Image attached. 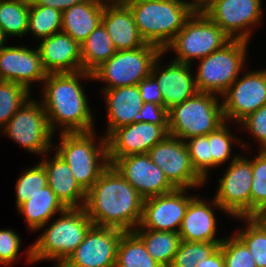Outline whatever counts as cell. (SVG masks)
Returning <instances> with one entry per match:
<instances>
[{
  "mask_svg": "<svg viewBox=\"0 0 266 267\" xmlns=\"http://www.w3.org/2000/svg\"><path fill=\"white\" fill-rule=\"evenodd\" d=\"M185 189L145 199L139 226L156 231L178 232L187 206L193 199L185 197ZM179 226V229H176Z\"/></svg>",
  "mask_w": 266,
  "mask_h": 267,
  "instance_id": "ac0fdd59",
  "label": "cell"
},
{
  "mask_svg": "<svg viewBox=\"0 0 266 267\" xmlns=\"http://www.w3.org/2000/svg\"><path fill=\"white\" fill-rule=\"evenodd\" d=\"M30 0H0V28L4 36L28 32Z\"/></svg>",
  "mask_w": 266,
  "mask_h": 267,
  "instance_id": "4dcf8cb0",
  "label": "cell"
},
{
  "mask_svg": "<svg viewBox=\"0 0 266 267\" xmlns=\"http://www.w3.org/2000/svg\"><path fill=\"white\" fill-rule=\"evenodd\" d=\"M152 162L159 166L176 189L202 185L205 180L194 169L186 143L168 136L148 152Z\"/></svg>",
  "mask_w": 266,
  "mask_h": 267,
  "instance_id": "8fae6325",
  "label": "cell"
},
{
  "mask_svg": "<svg viewBox=\"0 0 266 267\" xmlns=\"http://www.w3.org/2000/svg\"><path fill=\"white\" fill-rule=\"evenodd\" d=\"M252 174L250 216L266 200V150H262L259 156L252 160Z\"/></svg>",
  "mask_w": 266,
  "mask_h": 267,
  "instance_id": "8d00e7d4",
  "label": "cell"
},
{
  "mask_svg": "<svg viewBox=\"0 0 266 267\" xmlns=\"http://www.w3.org/2000/svg\"><path fill=\"white\" fill-rule=\"evenodd\" d=\"M35 5L58 9V0H31Z\"/></svg>",
  "mask_w": 266,
  "mask_h": 267,
  "instance_id": "7dc6e473",
  "label": "cell"
},
{
  "mask_svg": "<svg viewBox=\"0 0 266 267\" xmlns=\"http://www.w3.org/2000/svg\"><path fill=\"white\" fill-rule=\"evenodd\" d=\"M63 216L53 222L45 233L29 248L28 259L35 262L43 259H55L60 267L75 251L90 227L92 220L85 208H66Z\"/></svg>",
  "mask_w": 266,
  "mask_h": 267,
  "instance_id": "277c9868",
  "label": "cell"
},
{
  "mask_svg": "<svg viewBox=\"0 0 266 267\" xmlns=\"http://www.w3.org/2000/svg\"><path fill=\"white\" fill-rule=\"evenodd\" d=\"M45 168L48 186L66 208H82L86 192L76 182L69 165L56 153L52 161L41 162ZM83 205H78V200Z\"/></svg>",
  "mask_w": 266,
  "mask_h": 267,
  "instance_id": "cb8c5ba5",
  "label": "cell"
},
{
  "mask_svg": "<svg viewBox=\"0 0 266 267\" xmlns=\"http://www.w3.org/2000/svg\"><path fill=\"white\" fill-rule=\"evenodd\" d=\"M225 96L224 120L232 117L241 122L266 104V70L247 73L226 90Z\"/></svg>",
  "mask_w": 266,
  "mask_h": 267,
  "instance_id": "e0dca14e",
  "label": "cell"
},
{
  "mask_svg": "<svg viewBox=\"0 0 266 267\" xmlns=\"http://www.w3.org/2000/svg\"><path fill=\"white\" fill-rule=\"evenodd\" d=\"M5 38L6 37L4 36V34L2 32V29L0 28V49L3 48L2 45H3L4 41H5Z\"/></svg>",
  "mask_w": 266,
  "mask_h": 267,
  "instance_id": "816d5d0a",
  "label": "cell"
},
{
  "mask_svg": "<svg viewBox=\"0 0 266 267\" xmlns=\"http://www.w3.org/2000/svg\"><path fill=\"white\" fill-rule=\"evenodd\" d=\"M241 122L261 142L262 150H266V104L249 114Z\"/></svg>",
  "mask_w": 266,
  "mask_h": 267,
  "instance_id": "b9f144b4",
  "label": "cell"
},
{
  "mask_svg": "<svg viewBox=\"0 0 266 267\" xmlns=\"http://www.w3.org/2000/svg\"><path fill=\"white\" fill-rule=\"evenodd\" d=\"M18 209L25 215L29 227L36 230L46 225L54 213H62L66 207L47 185L22 203Z\"/></svg>",
  "mask_w": 266,
  "mask_h": 267,
  "instance_id": "4316f807",
  "label": "cell"
},
{
  "mask_svg": "<svg viewBox=\"0 0 266 267\" xmlns=\"http://www.w3.org/2000/svg\"><path fill=\"white\" fill-rule=\"evenodd\" d=\"M29 98V91L15 82L0 83V127L8 123L10 118Z\"/></svg>",
  "mask_w": 266,
  "mask_h": 267,
  "instance_id": "836d02e7",
  "label": "cell"
},
{
  "mask_svg": "<svg viewBox=\"0 0 266 267\" xmlns=\"http://www.w3.org/2000/svg\"><path fill=\"white\" fill-rule=\"evenodd\" d=\"M196 267H225L221 248L219 247L207 259L200 260Z\"/></svg>",
  "mask_w": 266,
  "mask_h": 267,
  "instance_id": "f6af8a7d",
  "label": "cell"
},
{
  "mask_svg": "<svg viewBox=\"0 0 266 267\" xmlns=\"http://www.w3.org/2000/svg\"><path fill=\"white\" fill-rule=\"evenodd\" d=\"M104 6L102 21L115 49L134 50L146 44L134 22L130 8L120 0Z\"/></svg>",
  "mask_w": 266,
  "mask_h": 267,
  "instance_id": "44dd1931",
  "label": "cell"
},
{
  "mask_svg": "<svg viewBox=\"0 0 266 267\" xmlns=\"http://www.w3.org/2000/svg\"><path fill=\"white\" fill-rule=\"evenodd\" d=\"M221 242L180 241L177 252L169 267H196L200 260L207 259Z\"/></svg>",
  "mask_w": 266,
  "mask_h": 267,
  "instance_id": "d6a6232c",
  "label": "cell"
},
{
  "mask_svg": "<svg viewBox=\"0 0 266 267\" xmlns=\"http://www.w3.org/2000/svg\"><path fill=\"white\" fill-rule=\"evenodd\" d=\"M80 46L82 71L89 73L109 60L117 51L102 23L90 33Z\"/></svg>",
  "mask_w": 266,
  "mask_h": 267,
  "instance_id": "83f0119b",
  "label": "cell"
},
{
  "mask_svg": "<svg viewBox=\"0 0 266 267\" xmlns=\"http://www.w3.org/2000/svg\"><path fill=\"white\" fill-rule=\"evenodd\" d=\"M233 140L225 123L209 133V144L212 155V167L218 166L230 157V143Z\"/></svg>",
  "mask_w": 266,
  "mask_h": 267,
  "instance_id": "ab89813d",
  "label": "cell"
},
{
  "mask_svg": "<svg viewBox=\"0 0 266 267\" xmlns=\"http://www.w3.org/2000/svg\"><path fill=\"white\" fill-rule=\"evenodd\" d=\"M20 238L12 230H0V263L8 265L18 256Z\"/></svg>",
  "mask_w": 266,
  "mask_h": 267,
  "instance_id": "60d3db41",
  "label": "cell"
},
{
  "mask_svg": "<svg viewBox=\"0 0 266 267\" xmlns=\"http://www.w3.org/2000/svg\"><path fill=\"white\" fill-rule=\"evenodd\" d=\"M252 161L236 156L226 174L219 179L220 186L214 204L235 217H250Z\"/></svg>",
  "mask_w": 266,
  "mask_h": 267,
  "instance_id": "5bb4252c",
  "label": "cell"
},
{
  "mask_svg": "<svg viewBox=\"0 0 266 267\" xmlns=\"http://www.w3.org/2000/svg\"><path fill=\"white\" fill-rule=\"evenodd\" d=\"M159 58L160 56L156 59L152 67L151 75L160 87L163 107L169 110L172 106L180 104L194 96L198 90L195 79L191 77L189 64L172 61V64L156 77L157 71L155 72L154 68L157 69L156 62L158 63Z\"/></svg>",
  "mask_w": 266,
  "mask_h": 267,
  "instance_id": "7402d4cb",
  "label": "cell"
},
{
  "mask_svg": "<svg viewBox=\"0 0 266 267\" xmlns=\"http://www.w3.org/2000/svg\"><path fill=\"white\" fill-rule=\"evenodd\" d=\"M130 8L137 29L146 43L162 50L196 12L194 3L182 0H123Z\"/></svg>",
  "mask_w": 266,
  "mask_h": 267,
  "instance_id": "3957f363",
  "label": "cell"
},
{
  "mask_svg": "<svg viewBox=\"0 0 266 267\" xmlns=\"http://www.w3.org/2000/svg\"><path fill=\"white\" fill-rule=\"evenodd\" d=\"M92 133L93 131L61 133L60 148L56 152L69 165L76 182L85 192L110 165L106 137L101 141V149H98L92 140ZM100 158L104 160L103 164H99Z\"/></svg>",
  "mask_w": 266,
  "mask_h": 267,
  "instance_id": "8992f818",
  "label": "cell"
},
{
  "mask_svg": "<svg viewBox=\"0 0 266 267\" xmlns=\"http://www.w3.org/2000/svg\"><path fill=\"white\" fill-rule=\"evenodd\" d=\"M45 72L38 49L25 47H4L0 49V78L2 81L15 82L29 91L33 80H45Z\"/></svg>",
  "mask_w": 266,
  "mask_h": 267,
  "instance_id": "d6986e66",
  "label": "cell"
},
{
  "mask_svg": "<svg viewBox=\"0 0 266 267\" xmlns=\"http://www.w3.org/2000/svg\"><path fill=\"white\" fill-rule=\"evenodd\" d=\"M5 133L31 152L46 153L51 147L53 131L43 106L28 100L10 118Z\"/></svg>",
  "mask_w": 266,
  "mask_h": 267,
  "instance_id": "7c38bea8",
  "label": "cell"
},
{
  "mask_svg": "<svg viewBox=\"0 0 266 267\" xmlns=\"http://www.w3.org/2000/svg\"><path fill=\"white\" fill-rule=\"evenodd\" d=\"M260 3L261 0H214L202 12L232 40L242 39L248 41L250 33L245 28L259 22L261 15ZM240 30L242 32L238 33L237 37L234 36V32Z\"/></svg>",
  "mask_w": 266,
  "mask_h": 267,
  "instance_id": "2e32d148",
  "label": "cell"
},
{
  "mask_svg": "<svg viewBox=\"0 0 266 267\" xmlns=\"http://www.w3.org/2000/svg\"><path fill=\"white\" fill-rule=\"evenodd\" d=\"M62 12L58 9L35 5L30 0L28 31L42 39L61 32Z\"/></svg>",
  "mask_w": 266,
  "mask_h": 267,
  "instance_id": "1f68e13d",
  "label": "cell"
},
{
  "mask_svg": "<svg viewBox=\"0 0 266 267\" xmlns=\"http://www.w3.org/2000/svg\"><path fill=\"white\" fill-rule=\"evenodd\" d=\"M78 75L92 78V74L86 71L46 76L43 108L52 131L55 129V121L65 125L66 129L62 133L92 131L93 119Z\"/></svg>",
  "mask_w": 266,
  "mask_h": 267,
  "instance_id": "7a4b0ae2",
  "label": "cell"
},
{
  "mask_svg": "<svg viewBox=\"0 0 266 267\" xmlns=\"http://www.w3.org/2000/svg\"><path fill=\"white\" fill-rule=\"evenodd\" d=\"M163 50L146 43L134 50H118L92 74V79H102L108 83L105 89L138 85L151 74L152 67Z\"/></svg>",
  "mask_w": 266,
  "mask_h": 267,
  "instance_id": "52a82bcc",
  "label": "cell"
},
{
  "mask_svg": "<svg viewBox=\"0 0 266 267\" xmlns=\"http://www.w3.org/2000/svg\"><path fill=\"white\" fill-rule=\"evenodd\" d=\"M141 229L133 232L142 240L147 252L162 267H169L181 241L179 233Z\"/></svg>",
  "mask_w": 266,
  "mask_h": 267,
  "instance_id": "f1b7e54d",
  "label": "cell"
},
{
  "mask_svg": "<svg viewBox=\"0 0 266 267\" xmlns=\"http://www.w3.org/2000/svg\"><path fill=\"white\" fill-rule=\"evenodd\" d=\"M266 232V216H250Z\"/></svg>",
  "mask_w": 266,
  "mask_h": 267,
  "instance_id": "681fc988",
  "label": "cell"
},
{
  "mask_svg": "<svg viewBox=\"0 0 266 267\" xmlns=\"http://www.w3.org/2000/svg\"><path fill=\"white\" fill-rule=\"evenodd\" d=\"M143 202L138 191L109 165L86 192L84 208L93 225L126 232L139 226Z\"/></svg>",
  "mask_w": 266,
  "mask_h": 267,
  "instance_id": "6da1fadb",
  "label": "cell"
},
{
  "mask_svg": "<svg viewBox=\"0 0 266 267\" xmlns=\"http://www.w3.org/2000/svg\"><path fill=\"white\" fill-rule=\"evenodd\" d=\"M124 232L116 227L92 225L60 267H115L118 244Z\"/></svg>",
  "mask_w": 266,
  "mask_h": 267,
  "instance_id": "30bf717a",
  "label": "cell"
},
{
  "mask_svg": "<svg viewBox=\"0 0 266 267\" xmlns=\"http://www.w3.org/2000/svg\"><path fill=\"white\" fill-rule=\"evenodd\" d=\"M251 216H266V200Z\"/></svg>",
  "mask_w": 266,
  "mask_h": 267,
  "instance_id": "f907efd6",
  "label": "cell"
},
{
  "mask_svg": "<svg viewBox=\"0 0 266 267\" xmlns=\"http://www.w3.org/2000/svg\"><path fill=\"white\" fill-rule=\"evenodd\" d=\"M197 15V16H195ZM232 39L202 11H196L184 27L165 47L175 49L178 54L176 62L190 64L191 58L203 59L211 53L222 49Z\"/></svg>",
  "mask_w": 266,
  "mask_h": 267,
  "instance_id": "ba28073f",
  "label": "cell"
},
{
  "mask_svg": "<svg viewBox=\"0 0 266 267\" xmlns=\"http://www.w3.org/2000/svg\"><path fill=\"white\" fill-rule=\"evenodd\" d=\"M102 0H85L62 12L61 31L80 45L101 23L105 3Z\"/></svg>",
  "mask_w": 266,
  "mask_h": 267,
  "instance_id": "603a6c76",
  "label": "cell"
},
{
  "mask_svg": "<svg viewBox=\"0 0 266 267\" xmlns=\"http://www.w3.org/2000/svg\"><path fill=\"white\" fill-rule=\"evenodd\" d=\"M219 247L225 267H257L249 248L237 236L223 240Z\"/></svg>",
  "mask_w": 266,
  "mask_h": 267,
  "instance_id": "74e56055",
  "label": "cell"
},
{
  "mask_svg": "<svg viewBox=\"0 0 266 267\" xmlns=\"http://www.w3.org/2000/svg\"><path fill=\"white\" fill-rule=\"evenodd\" d=\"M247 42L231 40L222 49L201 59L195 83L198 92L224 94L236 81L244 64Z\"/></svg>",
  "mask_w": 266,
  "mask_h": 267,
  "instance_id": "9c48e42d",
  "label": "cell"
},
{
  "mask_svg": "<svg viewBox=\"0 0 266 267\" xmlns=\"http://www.w3.org/2000/svg\"><path fill=\"white\" fill-rule=\"evenodd\" d=\"M214 0H194L196 11H202L210 2Z\"/></svg>",
  "mask_w": 266,
  "mask_h": 267,
  "instance_id": "c3c4849f",
  "label": "cell"
},
{
  "mask_svg": "<svg viewBox=\"0 0 266 267\" xmlns=\"http://www.w3.org/2000/svg\"><path fill=\"white\" fill-rule=\"evenodd\" d=\"M137 86L144 103H154L163 106V98L160 92V87L151 74L144 78Z\"/></svg>",
  "mask_w": 266,
  "mask_h": 267,
  "instance_id": "ee69618b",
  "label": "cell"
},
{
  "mask_svg": "<svg viewBox=\"0 0 266 267\" xmlns=\"http://www.w3.org/2000/svg\"><path fill=\"white\" fill-rule=\"evenodd\" d=\"M104 93L109 114L107 138L115 129L134 123L144 102L137 85L105 89Z\"/></svg>",
  "mask_w": 266,
  "mask_h": 267,
  "instance_id": "d4e9b609",
  "label": "cell"
},
{
  "mask_svg": "<svg viewBox=\"0 0 266 267\" xmlns=\"http://www.w3.org/2000/svg\"><path fill=\"white\" fill-rule=\"evenodd\" d=\"M85 0H58V10L63 12L73 5L82 3Z\"/></svg>",
  "mask_w": 266,
  "mask_h": 267,
  "instance_id": "bcb514c9",
  "label": "cell"
},
{
  "mask_svg": "<svg viewBox=\"0 0 266 267\" xmlns=\"http://www.w3.org/2000/svg\"><path fill=\"white\" fill-rule=\"evenodd\" d=\"M224 122L222 104L211 93L197 92L168 110L169 134L181 140L208 135Z\"/></svg>",
  "mask_w": 266,
  "mask_h": 267,
  "instance_id": "5b68a950",
  "label": "cell"
},
{
  "mask_svg": "<svg viewBox=\"0 0 266 267\" xmlns=\"http://www.w3.org/2000/svg\"><path fill=\"white\" fill-rule=\"evenodd\" d=\"M108 160L109 164L138 191L144 200L176 189L148 154L108 158Z\"/></svg>",
  "mask_w": 266,
  "mask_h": 267,
  "instance_id": "4fadbf2b",
  "label": "cell"
},
{
  "mask_svg": "<svg viewBox=\"0 0 266 267\" xmlns=\"http://www.w3.org/2000/svg\"><path fill=\"white\" fill-rule=\"evenodd\" d=\"M115 267L162 266L147 252L144 243L133 231H126L118 244Z\"/></svg>",
  "mask_w": 266,
  "mask_h": 267,
  "instance_id": "f546056e",
  "label": "cell"
},
{
  "mask_svg": "<svg viewBox=\"0 0 266 267\" xmlns=\"http://www.w3.org/2000/svg\"><path fill=\"white\" fill-rule=\"evenodd\" d=\"M191 141L186 142L189 156L196 172L205 180L206 172L212 167V155L209 144V134L189 138Z\"/></svg>",
  "mask_w": 266,
  "mask_h": 267,
  "instance_id": "f35d334b",
  "label": "cell"
},
{
  "mask_svg": "<svg viewBox=\"0 0 266 267\" xmlns=\"http://www.w3.org/2000/svg\"><path fill=\"white\" fill-rule=\"evenodd\" d=\"M47 185V175L42 163L36 165L32 169L27 170L18 179L16 184L17 207L31 198V196L40 192V190Z\"/></svg>",
  "mask_w": 266,
  "mask_h": 267,
  "instance_id": "e575fe53",
  "label": "cell"
},
{
  "mask_svg": "<svg viewBox=\"0 0 266 267\" xmlns=\"http://www.w3.org/2000/svg\"><path fill=\"white\" fill-rule=\"evenodd\" d=\"M247 230L236 236L249 248L257 267H266V232L250 217Z\"/></svg>",
  "mask_w": 266,
  "mask_h": 267,
  "instance_id": "d590c367",
  "label": "cell"
},
{
  "mask_svg": "<svg viewBox=\"0 0 266 267\" xmlns=\"http://www.w3.org/2000/svg\"><path fill=\"white\" fill-rule=\"evenodd\" d=\"M137 122L168 125V110L154 103H143L141 111L134 116V123Z\"/></svg>",
  "mask_w": 266,
  "mask_h": 267,
  "instance_id": "7bdbcfd3",
  "label": "cell"
},
{
  "mask_svg": "<svg viewBox=\"0 0 266 267\" xmlns=\"http://www.w3.org/2000/svg\"><path fill=\"white\" fill-rule=\"evenodd\" d=\"M37 49L47 74L82 71L81 46L62 31L44 38Z\"/></svg>",
  "mask_w": 266,
  "mask_h": 267,
  "instance_id": "ffe728a7",
  "label": "cell"
},
{
  "mask_svg": "<svg viewBox=\"0 0 266 267\" xmlns=\"http://www.w3.org/2000/svg\"><path fill=\"white\" fill-rule=\"evenodd\" d=\"M216 222L212 209L205 201L193 198L186 209L180 229V239L188 242H222L214 239Z\"/></svg>",
  "mask_w": 266,
  "mask_h": 267,
  "instance_id": "484cf974",
  "label": "cell"
},
{
  "mask_svg": "<svg viewBox=\"0 0 266 267\" xmlns=\"http://www.w3.org/2000/svg\"><path fill=\"white\" fill-rule=\"evenodd\" d=\"M168 125L137 122L115 129L107 139L108 158L148 154L169 136Z\"/></svg>",
  "mask_w": 266,
  "mask_h": 267,
  "instance_id": "9a60e30c",
  "label": "cell"
}]
</instances>
